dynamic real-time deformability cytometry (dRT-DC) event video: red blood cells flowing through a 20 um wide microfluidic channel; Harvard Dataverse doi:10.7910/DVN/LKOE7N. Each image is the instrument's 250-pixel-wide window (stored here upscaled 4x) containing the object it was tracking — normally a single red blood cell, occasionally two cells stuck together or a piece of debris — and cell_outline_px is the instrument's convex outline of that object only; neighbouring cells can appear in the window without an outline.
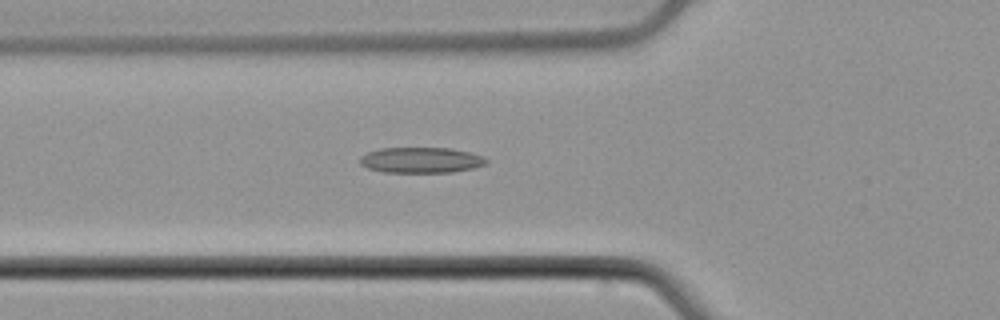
{"species": "common noctule bat (a hibernating species)", "species_latin": "Nyctalus noctula", "temperature_condition": "cold", "stored_images_in_passage": 52, "camera_frame_rate_fps": 3000, "um_per_image_px": 0.085, "animal": {"sex": "male", "body_mass_g": 21.5, "forearm_length_mm": 52.0}, "frame": {"image": 1, "passage_image": 19, "time_ms": 6.0, "image_size_px": [1000, 320], "cell_outline_px": [[488, 160], [484, 164], [472, 168], [452, 172], [384, 172], [368, 168], [360, 164], [360, 156], [368, 152], [380, 148], [452, 148], [472, 152], [484, 156]], "centroid_in_image_um": [35.8, 13.6], "position_along_channel_um": 90.0, "area_um2": 18.9}}
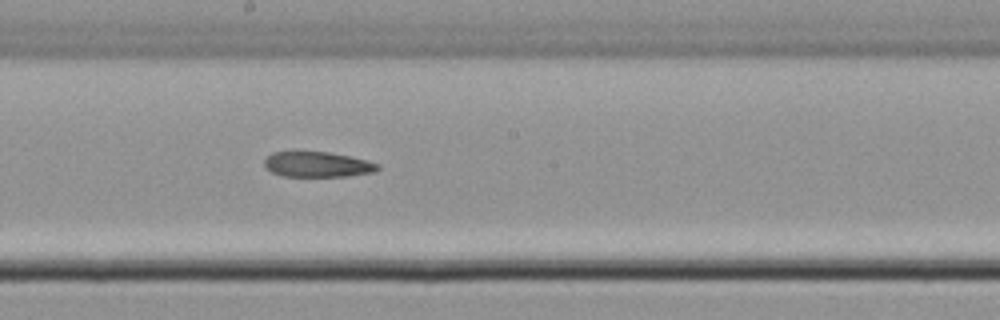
{"frame": {"image": 2, "passage_image": 29, "time_ms": 9.333, "image_size_px": [1000, 320], "cell_outline_px": [[380, 168], [376, 172], [348, 176], [284, 176], [272, 172], [264, 164], [264, 160], [272, 152], [292, 148], [296, 148], [328, 152], [368, 160], [380, 164]], "centroid_in_image_um": [26.95, 13.92], "position_along_channel_um": 221.2, "area_um2": 17.51}}
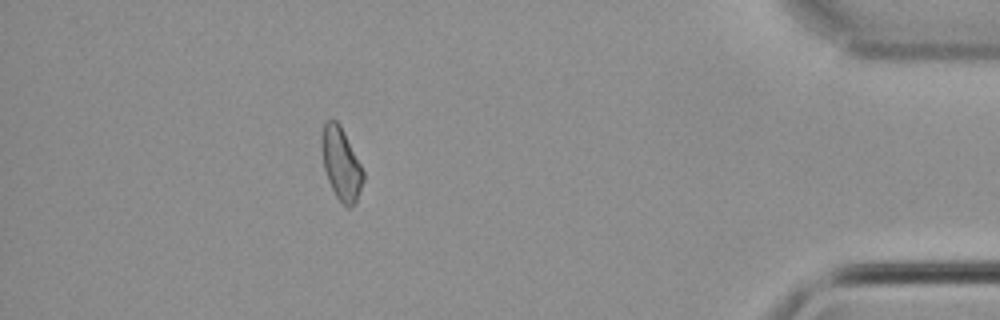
{"frame": {"image": 3, "passage_image": 47, "time_ms": 15.333, "image_size_px": [1000, 320], "cell_outline_px": [[364, 180], [356, 204], [348, 208], [344, 208], [336, 196], [328, 180], [324, 168], [320, 148], [320, 136], [324, 124], [328, 120], [336, 120], [340, 124], [364, 172]], "centroid_in_image_um": [28.98, 13.95], "position_along_channel_um": 406.2, "area_um2": 17.74}, "authors_computed_cell_mechanics": {"area_um2": 18.5249, "velocity_mm_per_s": 3.9262, "shape_relaxation_time_tau1_ms": null, "shape_relaxation_time_tau2_ms": 8.5663, "deformation_change_tau1": null, "deformation_change_tau2": 0.2025}}